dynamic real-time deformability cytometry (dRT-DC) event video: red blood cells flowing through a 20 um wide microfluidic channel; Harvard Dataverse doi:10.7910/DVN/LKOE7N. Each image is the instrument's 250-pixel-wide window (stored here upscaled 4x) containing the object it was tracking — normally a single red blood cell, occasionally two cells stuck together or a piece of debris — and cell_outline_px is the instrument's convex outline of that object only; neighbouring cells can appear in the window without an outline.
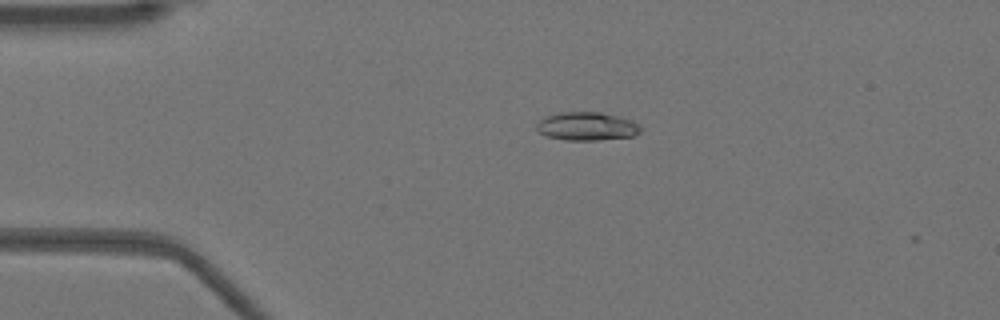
{"species": "Egyptian fruit bat (a non-hibernating species)", "species_latin": "Rousettus aegyptiacus", "temperature_condition": "warm", "stored_images_in_passage": 5, "camera_frame_rate_fps": 3000, "um_per_image_px": 0.085, "animal": {"sex": "female"}, "frame": {"image": 1, "passage_image": 2, "time_ms": 0.333, "image_size_px": [1000, 320], "cell_outline_px": [[640, 132], [632, 136], [596, 140], [564, 140], [548, 136], [540, 132], [536, 128], [536, 124], [540, 120], [556, 112], [600, 112], [632, 120], [640, 124]], "centroid_in_image_um": [49.88, 10.73], "position_along_channel_um": 35.1, "area_um2": 17.05}}